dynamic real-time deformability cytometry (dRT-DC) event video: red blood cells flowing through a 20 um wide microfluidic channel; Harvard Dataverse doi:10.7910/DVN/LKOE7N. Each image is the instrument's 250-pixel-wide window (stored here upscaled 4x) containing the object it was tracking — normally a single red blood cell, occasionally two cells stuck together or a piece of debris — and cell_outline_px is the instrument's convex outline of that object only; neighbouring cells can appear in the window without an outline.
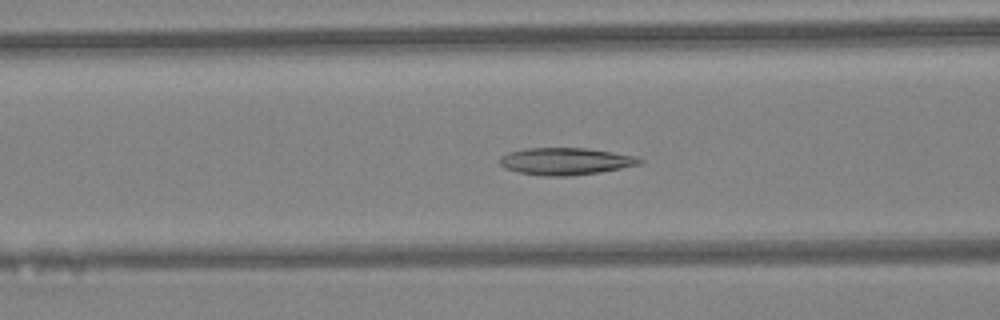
{"species": "Egyptian fruit bat (a non-hibernating species)", "species_latin": "Rousettus aegyptiacus", "temperature_condition": "warm", "stored_images_in_passage": 44, "camera_frame_rate_fps": 3000, "um_per_image_px": 0.085, "animal": {"sex": "female"}, "frame": {"image": 1, "passage_image": 17, "time_ms": 5.333, "image_size_px": [1000, 320], "cell_outline_px": [[644, 160], [640, 164], [600, 172], [568, 176], [544, 176], [520, 172], [504, 168], [500, 164], [500, 156], [508, 152], [524, 148], [584, 148], [612, 152], [636, 156]], "centroid_in_image_um": [48.05, 13.7], "position_along_channel_um": 118.5, "area_um2": 22.02}}
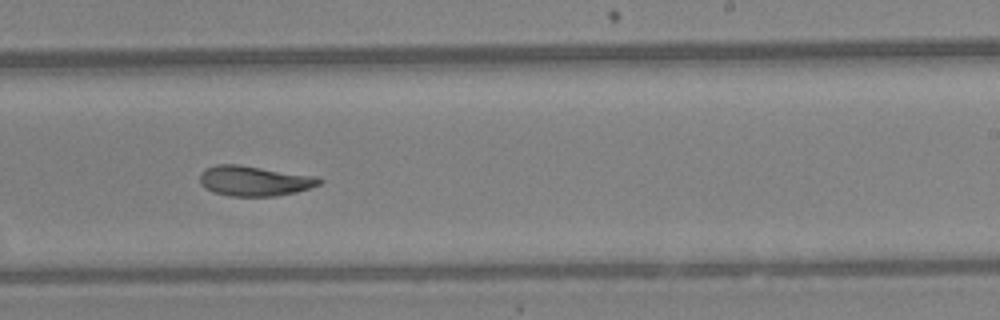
{"frame": {"image": 2, "passage_image": 27, "time_ms": 8.667, "image_size_px": [1000, 320], "cell_outline_px": [[324, 180], [320, 184], [296, 192], [276, 196], [228, 196], [212, 192], [200, 184], [200, 172], [204, 168], [216, 164], [240, 164], [316, 176]], "centroid_in_image_um": [21.59, 15.36], "position_along_channel_um": 267.4, "area_um2": 21.21}}
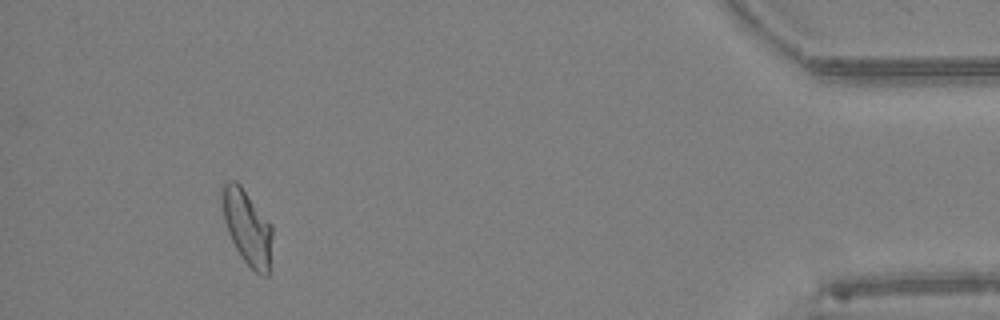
{"frame": {"image": 3, "passage_image": 41, "time_ms": 13.333, "image_size_px": [1000, 320], "cell_outline_px": [[272, 236], [268, 276], [260, 276], [244, 260], [236, 248], [228, 232], [224, 220], [220, 192], [224, 184], [228, 180], [236, 180], [240, 184], [272, 224]], "centroid_in_image_um": [21.01, 19.28], "position_along_channel_um": 414.2, "area_um2": 21.85}, "authors_computed_cell_mechanics": {"area_um2": 21.7328, "velocity_mm_per_s": 4.4851, "shape_relaxation_time_tau1_ms": null, "shape_relaxation_time_tau2_ms": 3.7256, "deformation_change_tau1": null, "deformation_change_tau2": 0.0995}}